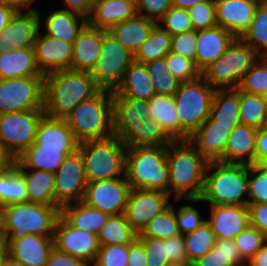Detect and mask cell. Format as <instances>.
I'll list each match as a JSON object with an SVG mask.
<instances>
[{
    "mask_svg": "<svg viewBox=\"0 0 267 266\" xmlns=\"http://www.w3.org/2000/svg\"><path fill=\"white\" fill-rule=\"evenodd\" d=\"M100 90L91 72L66 69L49 73L45 75V115L65 119L82 101Z\"/></svg>",
    "mask_w": 267,
    "mask_h": 266,
    "instance_id": "cell-1",
    "label": "cell"
},
{
    "mask_svg": "<svg viewBox=\"0 0 267 266\" xmlns=\"http://www.w3.org/2000/svg\"><path fill=\"white\" fill-rule=\"evenodd\" d=\"M208 162L190 140L173 141L167 145L169 194L175 201L200 198Z\"/></svg>",
    "mask_w": 267,
    "mask_h": 266,
    "instance_id": "cell-2",
    "label": "cell"
},
{
    "mask_svg": "<svg viewBox=\"0 0 267 266\" xmlns=\"http://www.w3.org/2000/svg\"><path fill=\"white\" fill-rule=\"evenodd\" d=\"M61 208L33 202L8 204L0 208V238L8 247L26 234L54 236Z\"/></svg>",
    "mask_w": 267,
    "mask_h": 266,
    "instance_id": "cell-3",
    "label": "cell"
},
{
    "mask_svg": "<svg viewBox=\"0 0 267 266\" xmlns=\"http://www.w3.org/2000/svg\"><path fill=\"white\" fill-rule=\"evenodd\" d=\"M249 175L248 165L245 164L208 162L200 198L183 200L191 203L205 201L209 205H247L248 199L244 197L248 195Z\"/></svg>",
    "mask_w": 267,
    "mask_h": 266,
    "instance_id": "cell-4",
    "label": "cell"
},
{
    "mask_svg": "<svg viewBox=\"0 0 267 266\" xmlns=\"http://www.w3.org/2000/svg\"><path fill=\"white\" fill-rule=\"evenodd\" d=\"M125 178L130 188L159 190L169 193L167 146L127 148Z\"/></svg>",
    "mask_w": 267,
    "mask_h": 266,
    "instance_id": "cell-5",
    "label": "cell"
},
{
    "mask_svg": "<svg viewBox=\"0 0 267 266\" xmlns=\"http://www.w3.org/2000/svg\"><path fill=\"white\" fill-rule=\"evenodd\" d=\"M65 121L79 143L113 136L112 91L101 89L95 96L82 101Z\"/></svg>",
    "mask_w": 267,
    "mask_h": 266,
    "instance_id": "cell-6",
    "label": "cell"
},
{
    "mask_svg": "<svg viewBox=\"0 0 267 266\" xmlns=\"http://www.w3.org/2000/svg\"><path fill=\"white\" fill-rule=\"evenodd\" d=\"M127 146L116 136L79 143L87 182L125 176Z\"/></svg>",
    "mask_w": 267,
    "mask_h": 266,
    "instance_id": "cell-7",
    "label": "cell"
},
{
    "mask_svg": "<svg viewBox=\"0 0 267 266\" xmlns=\"http://www.w3.org/2000/svg\"><path fill=\"white\" fill-rule=\"evenodd\" d=\"M202 76L181 82L173 95L181 125V140L189 137L209 118L215 93Z\"/></svg>",
    "mask_w": 267,
    "mask_h": 266,
    "instance_id": "cell-8",
    "label": "cell"
},
{
    "mask_svg": "<svg viewBox=\"0 0 267 266\" xmlns=\"http://www.w3.org/2000/svg\"><path fill=\"white\" fill-rule=\"evenodd\" d=\"M259 55L240 38L202 72L204 80L215 89L238 88L245 73L259 59Z\"/></svg>",
    "mask_w": 267,
    "mask_h": 266,
    "instance_id": "cell-9",
    "label": "cell"
},
{
    "mask_svg": "<svg viewBox=\"0 0 267 266\" xmlns=\"http://www.w3.org/2000/svg\"><path fill=\"white\" fill-rule=\"evenodd\" d=\"M45 76L0 79V114L44 110Z\"/></svg>",
    "mask_w": 267,
    "mask_h": 266,
    "instance_id": "cell-10",
    "label": "cell"
},
{
    "mask_svg": "<svg viewBox=\"0 0 267 266\" xmlns=\"http://www.w3.org/2000/svg\"><path fill=\"white\" fill-rule=\"evenodd\" d=\"M133 61V53L107 31L103 35L100 56L91 75L101 89L114 91L121 84L125 71Z\"/></svg>",
    "mask_w": 267,
    "mask_h": 266,
    "instance_id": "cell-11",
    "label": "cell"
},
{
    "mask_svg": "<svg viewBox=\"0 0 267 266\" xmlns=\"http://www.w3.org/2000/svg\"><path fill=\"white\" fill-rule=\"evenodd\" d=\"M44 115V110L0 114V145L17 158L35 142Z\"/></svg>",
    "mask_w": 267,
    "mask_h": 266,
    "instance_id": "cell-12",
    "label": "cell"
},
{
    "mask_svg": "<svg viewBox=\"0 0 267 266\" xmlns=\"http://www.w3.org/2000/svg\"><path fill=\"white\" fill-rule=\"evenodd\" d=\"M88 182L85 176L84 161L77 150L67 156L54 173V206L83 201Z\"/></svg>",
    "mask_w": 267,
    "mask_h": 266,
    "instance_id": "cell-13",
    "label": "cell"
},
{
    "mask_svg": "<svg viewBox=\"0 0 267 266\" xmlns=\"http://www.w3.org/2000/svg\"><path fill=\"white\" fill-rule=\"evenodd\" d=\"M130 185L125 176L88 182L83 202L109 215L125 213Z\"/></svg>",
    "mask_w": 267,
    "mask_h": 266,
    "instance_id": "cell-14",
    "label": "cell"
},
{
    "mask_svg": "<svg viewBox=\"0 0 267 266\" xmlns=\"http://www.w3.org/2000/svg\"><path fill=\"white\" fill-rule=\"evenodd\" d=\"M54 247L92 265L100 249L98 235L72 226L62 215L54 231Z\"/></svg>",
    "mask_w": 267,
    "mask_h": 266,
    "instance_id": "cell-15",
    "label": "cell"
},
{
    "mask_svg": "<svg viewBox=\"0 0 267 266\" xmlns=\"http://www.w3.org/2000/svg\"><path fill=\"white\" fill-rule=\"evenodd\" d=\"M171 195L164 191L131 188L125 210V216L132 228L139 234L148 222L166 210Z\"/></svg>",
    "mask_w": 267,
    "mask_h": 266,
    "instance_id": "cell-16",
    "label": "cell"
},
{
    "mask_svg": "<svg viewBox=\"0 0 267 266\" xmlns=\"http://www.w3.org/2000/svg\"><path fill=\"white\" fill-rule=\"evenodd\" d=\"M41 26L39 11L17 12L0 32V53L33 47Z\"/></svg>",
    "mask_w": 267,
    "mask_h": 266,
    "instance_id": "cell-17",
    "label": "cell"
},
{
    "mask_svg": "<svg viewBox=\"0 0 267 266\" xmlns=\"http://www.w3.org/2000/svg\"><path fill=\"white\" fill-rule=\"evenodd\" d=\"M40 30L33 44L36 64L43 75L71 69L73 44L53 38L47 34L42 36Z\"/></svg>",
    "mask_w": 267,
    "mask_h": 266,
    "instance_id": "cell-18",
    "label": "cell"
},
{
    "mask_svg": "<svg viewBox=\"0 0 267 266\" xmlns=\"http://www.w3.org/2000/svg\"><path fill=\"white\" fill-rule=\"evenodd\" d=\"M53 237L26 234L7 247V258L20 266H45L54 247Z\"/></svg>",
    "mask_w": 267,
    "mask_h": 266,
    "instance_id": "cell-19",
    "label": "cell"
},
{
    "mask_svg": "<svg viewBox=\"0 0 267 266\" xmlns=\"http://www.w3.org/2000/svg\"><path fill=\"white\" fill-rule=\"evenodd\" d=\"M258 4L255 0H215L217 26L240 38L249 28Z\"/></svg>",
    "mask_w": 267,
    "mask_h": 266,
    "instance_id": "cell-20",
    "label": "cell"
},
{
    "mask_svg": "<svg viewBox=\"0 0 267 266\" xmlns=\"http://www.w3.org/2000/svg\"><path fill=\"white\" fill-rule=\"evenodd\" d=\"M207 223L215 233L216 239H232L249 224L248 205H210Z\"/></svg>",
    "mask_w": 267,
    "mask_h": 266,
    "instance_id": "cell-21",
    "label": "cell"
},
{
    "mask_svg": "<svg viewBox=\"0 0 267 266\" xmlns=\"http://www.w3.org/2000/svg\"><path fill=\"white\" fill-rule=\"evenodd\" d=\"M236 126L217 125L210 116L189 137L198 151L209 161L223 162V154L231 131Z\"/></svg>",
    "mask_w": 267,
    "mask_h": 266,
    "instance_id": "cell-22",
    "label": "cell"
},
{
    "mask_svg": "<svg viewBox=\"0 0 267 266\" xmlns=\"http://www.w3.org/2000/svg\"><path fill=\"white\" fill-rule=\"evenodd\" d=\"M113 134L121 139L132 127H138L150 117L149 101L124 95H112Z\"/></svg>",
    "mask_w": 267,
    "mask_h": 266,
    "instance_id": "cell-23",
    "label": "cell"
},
{
    "mask_svg": "<svg viewBox=\"0 0 267 266\" xmlns=\"http://www.w3.org/2000/svg\"><path fill=\"white\" fill-rule=\"evenodd\" d=\"M106 30L86 24L79 32L72 48L71 69L91 72L100 56Z\"/></svg>",
    "mask_w": 267,
    "mask_h": 266,
    "instance_id": "cell-24",
    "label": "cell"
},
{
    "mask_svg": "<svg viewBox=\"0 0 267 266\" xmlns=\"http://www.w3.org/2000/svg\"><path fill=\"white\" fill-rule=\"evenodd\" d=\"M236 37L226 29L216 26L197 30L196 67L202 72L218 59L232 44Z\"/></svg>",
    "mask_w": 267,
    "mask_h": 266,
    "instance_id": "cell-25",
    "label": "cell"
},
{
    "mask_svg": "<svg viewBox=\"0 0 267 266\" xmlns=\"http://www.w3.org/2000/svg\"><path fill=\"white\" fill-rule=\"evenodd\" d=\"M35 143L42 149L78 150L79 142L65 119L44 115L40 120Z\"/></svg>",
    "mask_w": 267,
    "mask_h": 266,
    "instance_id": "cell-26",
    "label": "cell"
},
{
    "mask_svg": "<svg viewBox=\"0 0 267 266\" xmlns=\"http://www.w3.org/2000/svg\"><path fill=\"white\" fill-rule=\"evenodd\" d=\"M136 15V0H96L87 24L109 31L115 24Z\"/></svg>",
    "mask_w": 267,
    "mask_h": 266,
    "instance_id": "cell-27",
    "label": "cell"
},
{
    "mask_svg": "<svg viewBox=\"0 0 267 266\" xmlns=\"http://www.w3.org/2000/svg\"><path fill=\"white\" fill-rule=\"evenodd\" d=\"M256 135L257 129L244 124L237 125L228 137L223 163L254 164Z\"/></svg>",
    "mask_w": 267,
    "mask_h": 266,
    "instance_id": "cell-28",
    "label": "cell"
},
{
    "mask_svg": "<svg viewBox=\"0 0 267 266\" xmlns=\"http://www.w3.org/2000/svg\"><path fill=\"white\" fill-rule=\"evenodd\" d=\"M45 76L39 70L33 47L0 53V79Z\"/></svg>",
    "mask_w": 267,
    "mask_h": 266,
    "instance_id": "cell-29",
    "label": "cell"
},
{
    "mask_svg": "<svg viewBox=\"0 0 267 266\" xmlns=\"http://www.w3.org/2000/svg\"><path fill=\"white\" fill-rule=\"evenodd\" d=\"M77 150L42 149L35 142L16 158L18 169H36L55 173L67 156Z\"/></svg>",
    "mask_w": 267,
    "mask_h": 266,
    "instance_id": "cell-30",
    "label": "cell"
},
{
    "mask_svg": "<svg viewBox=\"0 0 267 266\" xmlns=\"http://www.w3.org/2000/svg\"><path fill=\"white\" fill-rule=\"evenodd\" d=\"M155 93L149 70L145 63L133 61L125 71L124 78L112 95H124L148 101Z\"/></svg>",
    "mask_w": 267,
    "mask_h": 266,
    "instance_id": "cell-31",
    "label": "cell"
},
{
    "mask_svg": "<svg viewBox=\"0 0 267 266\" xmlns=\"http://www.w3.org/2000/svg\"><path fill=\"white\" fill-rule=\"evenodd\" d=\"M45 18V34L72 44L87 24L86 18L63 8L50 12Z\"/></svg>",
    "mask_w": 267,
    "mask_h": 266,
    "instance_id": "cell-32",
    "label": "cell"
},
{
    "mask_svg": "<svg viewBox=\"0 0 267 266\" xmlns=\"http://www.w3.org/2000/svg\"><path fill=\"white\" fill-rule=\"evenodd\" d=\"M156 24L155 21L137 14L133 18L115 24L108 32L134 54Z\"/></svg>",
    "mask_w": 267,
    "mask_h": 266,
    "instance_id": "cell-33",
    "label": "cell"
},
{
    "mask_svg": "<svg viewBox=\"0 0 267 266\" xmlns=\"http://www.w3.org/2000/svg\"><path fill=\"white\" fill-rule=\"evenodd\" d=\"M61 215L75 228L98 235L109 214L88 206L83 201L69 203L61 208Z\"/></svg>",
    "mask_w": 267,
    "mask_h": 266,
    "instance_id": "cell-34",
    "label": "cell"
},
{
    "mask_svg": "<svg viewBox=\"0 0 267 266\" xmlns=\"http://www.w3.org/2000/svg\"><path fill=\"white\" fill-rule=\"evenodd\" d=\"M148 101L149 118L158 121L173 141L181 140V125L174 97L154 94Z\"/></svg>",
    "mask_w": 267,
    "mask_h": 266,
    "instance_id": "cell-35",
    "label": "cell"
},
{
    "mask_svg": "<svg viewBox=\"0 0 267 266\" xmlns=\"http://www.w3.org/2000/svg\"><path fill=\"white\" fill-rule=\"evenodd\" d=\"M240 90L238 88L216 89L211 105L210 117L217 125L237 126L239 117Z\"/></svg>",
    "mask_w": 267,
    "mask_h": 266,
    "instance_id": "cell-36",
    "label": "cell"
},
{
    "mask_svg": "<svg viewBox=\"0 0 267 266\" xmlns=\"http://www.w3.org/2000/svg\"><path fill=\"white\" fill-rule=\"evenodd\" d=\"M127 148L136 146H167L173 140L165 133L161 124L147 118L138 127H132L121 139Z\"/></svg>",
    "mask_w": 267,
    "mask_h": 266,
    "instance_id": "cell-37",
    "label": "cell"
},
{
    "mask_svg": "<svg viewBox=\"0 0 267 266\" xmlns=\"http://www.w3.org/2000/svg\"><path fill=\"white\" fill-rule=\"evenodd\" d=\"M24 176L28 202L54 205V174L42 170L19 169Z\"/></svg>",
    "mask_w": 267,
    "mask_h": 266,
    "instance_id": "cell-38",
    "label": "cell"
},
{
    "mask_svg": "<svg viewBox=\"0 0 267 266\" xmlns=\"http://www.w3.org/2000/svg\"><path fill=\"white\" fill-rule=\"evenodd\" d=\"M138 233L132 228L125 214L110 215L100 229V245H129L137 239Z\"/></svg>",
    "mask_w": 267,
    "mask_h": 266,
    "instance_id": "cell-39",
    "label": "cell"
},
{
    "mask_svg": "<svg viewBox=\"0 0 267 266\" xmlns=\"http://www.w3.org/2000/svg\"><path fill=\"white\" fill-rule=\"evenodd\" d=\"M172 35L156 24L148 38L133 54L135 61L148 63L164 58L171 50Z\"/></svg>",
    "mask_w": 267,
    "mask_h": 266,
    "instance_id": "cell-40",
    "label": "cell"
},
{
    "mask_svg": "<svg viewBox=\"0 0 267 266\" xmlns=\"http://www.w3.org/2000/svg\"><path fill=\"white\" fill-rule=\"evenodd\" d=\"M240 124L255 129L267 128V97L240 90Z\"/></svg>",
    "mask_w": 267,
    "mask_h": 266,
    "instance_id": "cell-41",
    "label": "cell"
},
{
    "mask_svg": "<svg viewBox=\"0 0 267 266\" xmlns=\"http://www.w3.org/2000/svg\"><path fill=\"white\" fill-rule=\"evenodd\" d=\"M28 202L24 176L15 164L0 174V208L8 204Z\"/></svg>",
    "mask_w": 267,
    "mask_h": 266,
    "instance_id": "cell-42",
    "label": "cell"
},
{
    "mask_svg": "<svg viewBox=\"0 0 267 266\" xmlns=\"http://www.w3.org/2000/svg\"><path fill=\"white\" fill-rule=\"evenodd\" d=\"M240 39L260 57H267V3L258 4L249 28Z\"/></svg>",
    "mask_w": 267,
    "mask_h": 266,
    "instance_id": "cell-43",
    "label": "cell"
},
{
    "mask_svg": "<svg viewBox=\"0 0 267 266\" xmlns=\"http://www.w3.org/2000/svg\"><path fill=\"white\" fill-rule=\"evenodd\" d=\"M184 236L188 263L205 256L215 245L216 236L211 226L205 221L199 228Z\"/></svg>",
    "mask_w": 267,
    "mask_h": 266,
    "instance_id": "cell-44",
    "label": "cell"
},
{
    "mask_svg": "<svg viewBox=\"0 0 267 266\" xmlns=\"http://www.w3.org/2000/svg\"><path fill=\"white\" fill-rule=\"evenodd\" d=\"M173 206L174 204H171L162 213L153 217L137 237L168 239L178 236L180 232L177 227L175 208Z\"/></svg>",
    "mask_w": 267,
    "mask_h": 266,
    "instance_id": "cell-45",
    "label": "cell"
},
{
    "mask_svg": "<svg viewBox=\"0 0 267 266\" xmlns=\"http://www.w3.org/2000/svg\"><path fill=\"white\" fill-rule=\"evenodd\" d=\"M145 64L149 70L155 93L173 96L179 89L181 81L167 69L165 59L153 60Z\"/></svg>",
    "mask_w": 267,
    "mask_h": 266,
    "instance_id": "cell-46",
    "label": "cell"
},
{
    "mask_svg": "<svg viewBox=\"0 0 267 266\" xmlns=\"http://www.w3.org/2000/svg\"><path fill=\"white\" fill-rule=\"evenodd\" d=\"M238 89L267 97V57H259L245 73Z\"/></svg>",
    "mask_w": 267,
    "mask_h": 266,
    "instance_id": "cell-47",
    "label": "cell"
},
{
    "mask_svg": "<svg viewBox=\"0 0 267 266\" xmlns=\"http://www.w3.org/2000/svg\"><path fill=\"white\" fill-rule=\"evenodd\" d=\"M248 172L254 176L248 177L247 204L267 203V164L248 165Z\"/></svg>",
    "mask_w": 267,
    "mask_h": 266,
    "instance_id": "cell-48",
    "label": "cell"
},
{
    "mask_svg": "<svg viewBox=\"0 0 267 266\" xmlns=\"http://www.w3.org/2000/svg\"><path fill=\"white\" fill-rule=\"evenodd\" d=\"M266 241L265 236L250 224L234 239L240 254L246 262L262 248Z\"/></svg>",
    "mask_w": 267,
    "mask_h": 266,
    "instance_id": "cell-49",
    "label": "cell"
},
{
    "mask_svg": "<svg viewBox=\"0 0 267 266\" xmlns=\"http://www.w3.org/2000/svg\"><path fill=\"white\" fill-rule=\"evenodd\" d=\"M162 23L164 26L161 25ZM157 24L171 35L193 30L188 9L173 6L162 16Z\"/></svg>",
    "mask_w": 267,
    "mask_h": 266,
    "instance_id": "cell-50",
    "label": "cell"
},
{
    "mask_svg": "<svg viewBox=\"0 0 267 266\" xmlns=\"http://www.w3.org/2000/svg\"><path fill=\"white\" fill-rule=\"evenodd\" d=\"M164 59L167 69L181 82L192 81L201 76V72L192 60L172 52H169Z\"/></svg>",
    "mask_w": 267,
    "mask_h": 266,
    "instance_id": "cell-51",
    "label": "cell"
},
{
    "mask_svg": "<svg viewBox=\"0 0 267 266\" xmlns=\"http://www.w3.org/2000/svg\"><path fill=\"white\" fill-rule=\"evenodd\" d=\"M129 245H100L91 266H127Z\"/></svg>",
    "mask_w": 267,
    "mask_h": 266,
    "instance_id": "cell-52",
    "label": "cell"
},
{
    "mask_svg": "<svg viewBox=\"0 0 267 266\" xmlns=\"http://www.w3.org/2000/svg\"><path fill=\"white\" fill-rule=\"evenodd\" d=\"M194 30L210 29L217 26L215 1L198 3L188 9Z\"/></svg>",
    "mask_w": 267,
    "mask_h": 266,
    "instance_id": "cell-53",
    "label": "cell"
},
{
    "mask_svg": "<svg viewBox=\"0 0 267 266\" xmlns=\"http://www.w3.org/2000/svg\"><path fill=\"white\" fill-rule=\"evenodd\" d=\"M143 245L147 266H165L169 263L164 239L152 237H137Z\"/></svg>",
    "mask_w": 267,
    "mask_h": 266,
    "instance_id": "cell-54",
    "label": "cell"
},
{
    "mask_svg": "<svg viewBox=\"0 0 267 266\" xmlns=\"http://www.w3.org/2000/svg\"><path fill=\"white\" fill-rule=\"evenodd\" d=\"M196 47L197 31L190 30L187 32L172 35L170 52L192 60L196 65Z\"/></svg>",
    "mask_w": 267,
    "mask_h": 266,
    "instance_id": "cell-55",
    "label": "cell"
},
{
    "mask_svg": "<svg viewBox=\"0 0 267 266\" xmlns=\"http://www.w3.org/2000/svg\"><path fill=\"white\" fill-rule=\"evenodd\" d=\"M177 211L176 213L175 210L177 227L182 235L193 232L206 221L192 205H183Z\"/></svg>",
    "mask_w": 267,
    "mask_h": 266,
    "instance_id": "cell-56",
    "label": "cell"
},
{
    "mask_svg": "<svg viewBox=\"0 0 267 266\" xmlns=\"http://www.w3.org/2000/svg\"><path fill=\"white\" fill-rule=\"evenodd\" d=\"M172 7V0H136L137 14L156 23Z\"/></svg>",
    "mask_w": 267,
    "mask_h": 266,
    "instance_id": "cell-57",
    "label": "cell"
},
{
    "mask_svg": "<svg viewBox=\"0 0 267 266\" xmlns=\"http://www.w3.org/2000/svg\"><path fill=\"white\" fill-rule=\"evenodd\" d=\"M166 244L167 257L169 262L173 263H184L188 262L186 254L185 240L182 234L175 237L164 239Z\"/></svg>",
    "mask_w": 267,
    "mask_h": 266,
    "instance_id": "cell-58",
    "label": "cell"
},
{
    "mask_svg": "<svg viewBox=\"0 0 267 266\" xmlns=\"http://www.w3.org/2000/svg\"><path fill=\"white\" fill-rule=\"evenodd\" d=\"M214 247L219 250L226 259L234 266H246L247 262L243 259L234 240L232 239H216Z\"/></svg>",
    "mask_w": 267,
    "mask_h": 266,
    "instance_id": "cell-59",
    "label": "cell"
},
{
    "mask_svg": "<svg viewBox=\"0 0 267 266\" xmlns=\"http://www.w3.org/2000/svg\"><path fill=\"white\" fill-rule=\"evenodd\" d=\"M250 225L257 228L267 239V203L247 204Z\"/></svg>",
    "mask_w": 267,
    "mask_h": 266,
    "instance_id": "cell-60",
    "label": "cell"
},
{
    "mask_svg": "<svg viewBox=\"0 0 267 266\" xmlns=\"http://www.w3.org/2000/svg\"><path fill=\"white\" fill-rule=\"evenodd\" d=\"M45 266H91L84 260L71 256L68 253L53 247Z\"/></svg>",
    "mask_w": 267,
    "mask_h": 266,
    "instance_id": "cell-61",
    "label": "cell"
},
{
    "mask_svg": "<svg viewBox=\"0 0 267 266\" xmlns=\"http://www.w3.org/2000/svg\"><path fill=\"white\" fill-rule=\"evenodd\" d=\"M192 266H234L229 259L215 247H213L205 256L198 258L192 263Z\"/></svg>",
    "mask_w": 267,
    "mask_h": 266,
    "instance_id": "cell-62",
    "label": "cell"
},
{
    "mask_svg": "<svg viewBox=\"0 0 267 266\" xmlns=\"http://www.w3.org/2000/svg\"><path fill=\"white\" fill-rule=\"evenodd\" d=\"M64 2L67 5V9L65 8L63 10L76 13L87 19L96 0H64Z\"/></svg>",
    "mask_w": 267,
    "mask_h": 266,
    "instance_id": "cell-63",
    "label": "cell"
},
{
    "mask_svg": "<svg viewBox=\"0 0 267 266\" xmlns=\"http://www.w3.org/2000/svg\"><path fill=\"white\" fill-rule=\"evenodd\" d=\"M255 142V163L267 164V128L257 130Z\"/></svg>",
    "mask_w": 267,
    "mask_h": 266,
    "instance_id": "cell-64",
    "label": "cell"
},
{
    "mask_svg": "<svg viewBox=\"0 0 267 266\" xmlns=\"http://www.w3.org/2000/svg\"><path fill=\"white\" fill-rule=\"evenodd\" d=\"M127 266H147L143 245L137 239L129 244Z\"/></svg>",
    "mask_w": 267,
    "mask_h": 266,
    "instance_id": "cell-65",
    "label": "cell"
},
{
    "mask_svg": "<svg viewBox=\"0 0 267 266\" xmlns=\"http://www.w3.org/2000/svg\"><path fill=\"white\" fill-rule=\"evenodd\" d=\"M35 0H0V3L13 9L16 13L23 12L24 9H28V12L37 11L31 7ZM31 7V9H30Z\"/></svg>",
    "mask_w": 267,
    "mask_h": 266,
    "instance_id": "cell-66",
    "label": "cell"
},
{
    "mask_svg": "<svg viewBox=\"0 0 267 266\" xmlns=\"http://www.w3.org/2000/svg\"><path fill=\"white\" fill-rule=\"evenodd\" d=\"M16 163V158L0 145V174L8 171Z\"/></svg>",
    "mask_w": 267,
    "mask_h": 266,
    "instance_id": "cell-67",
    "label": "cell"
},
{
    "mask_svg": "<svg viewBox=\"0 0 267 266\" xmlns=\"http://www.w3.org/2000/svg\"><path fill=\"white\" fill-rule=\"evenodd\" d=\"M246 266H267V241L262 248L247 262Z\"/></svg>",
    "mask_w": 267,
    "mask_h": 266,
    "instance_id": "cell-68",
    "label": "cell"
},
{
    "mask_svg": "<svg viewBox=\"0 0 267 266\" xmlns=\"http://www.w3.org/2000/svg\"><path fill=\"white\" fill-rule=\"evenodd\" d=\"M15 13L13 9L0 3V32L7 27Z\"/></svg>",
    "mask_w": 267,
    "mask_h": 266,
    "instance_id": "cell-69",
    "label": "cell"
},
{
    "mask_svg": "<svg viewBox=\"0 0 267 266\" xmlns=\"http://www.w3.org/2000/svg\"><path fill=\"white\" fill-rule=\"evenodd\" d=\"M215 0H172V6L176 8L189 9L198 3Z\"/></svg>",
    "mask_w": 267,
    "mask_h": 266,
    "instance_id": "cell-70",
    "label": "cell"
},
{
    "mask_svg": "<svg viewBox=\"0 0 267 266\" xmlns=\"http://www.w3.org/2000/svg\"><path fill=\"white\" fill-rule=\"evenodd\" d=\"M7 246L2 238H0V266H3L7 260Z\"/></svg>",
    "mask_w": 267,
    "mask_h": 266,
    "instance_id": "cell-71",
    "label": "cell"
},
{
    "mask_svg": "<svg viewBox=\"0 0 267 266\" xmlns=\"http://www.w3.org/2000/svg\"><path fill=\"white\" fill-rule=\"evenodd\" d=\"M165 266H192V264H190L188 262H184V263H173V262H169Z\"/></svg>",
    "mask_w": 267,
    "mask_h": 266,
    "instance_id": "cell-72",
    "label": "cell"
},
{
    "mask_svg": "<svg viewBox=\"0 0 267 266\" xmlns=\"http://www.w3.org/2000/svg\"><path fill=\"white\" fill-rule=\"evenodd\" d=\"M3 266H20V265H17V264H15V263L11 262L9 259H7V260L4 262Z\"/></svg>",
    "mask_w": 267,
    "mask_h": 266,
    "instance_id": "cell-73",
    "label": "cell"
},
{
    "mask_svg": "<svg viewBox=\"0 0 267 266\" xmlns=\"http://www.w3.org/2000/svg\"><path fill=\"white\" fill-rule=\"evenodd\" d=\"M255 1L258 2L259 4L267 3V0H255Z\"/></svg>",
    "mask_w": 267,
    "mask_h": 266,
    "instance_id": "cell-74",
    "label": "cell"
}]
</instances>
